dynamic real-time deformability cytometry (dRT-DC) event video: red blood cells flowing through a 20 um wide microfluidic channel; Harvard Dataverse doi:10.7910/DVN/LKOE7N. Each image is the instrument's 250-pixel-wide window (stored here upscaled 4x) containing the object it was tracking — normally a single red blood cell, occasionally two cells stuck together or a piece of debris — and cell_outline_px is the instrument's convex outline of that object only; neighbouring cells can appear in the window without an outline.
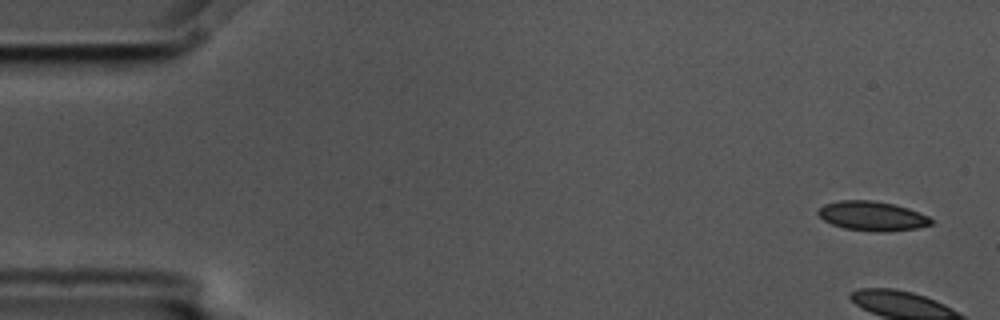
{"species": "common noctule bat (a hibernating species)", "species_latin": "Nyctalus noctula", "temperature_condition": "cold", "stored_images_in_passage": 5, "camera_frame_rate_fps": 3000, "um_per_image_px": 0.085, "animal": {"sex": "male", "body_mass_g": 17.5, "forearm_length_mm": 52.3}, "frame": {"image": 1, "passage_image": 1, "time_ms": 0.0, "image_size_px": [1000, 320], "cell_outline_px": [[932, 224], [916, 228], [888, 232], [876, 232], [844, 228], [832, 224], [824, 220], [816, 212], [824, 204], [840, 200], [872, 200], [892, 204], [908, 208], [928, 216], [932, 220]], "centroid_in_image_um": [74.13, 18.36], "position_along_channel_um": 10.9, "area_um2": 19.31}}